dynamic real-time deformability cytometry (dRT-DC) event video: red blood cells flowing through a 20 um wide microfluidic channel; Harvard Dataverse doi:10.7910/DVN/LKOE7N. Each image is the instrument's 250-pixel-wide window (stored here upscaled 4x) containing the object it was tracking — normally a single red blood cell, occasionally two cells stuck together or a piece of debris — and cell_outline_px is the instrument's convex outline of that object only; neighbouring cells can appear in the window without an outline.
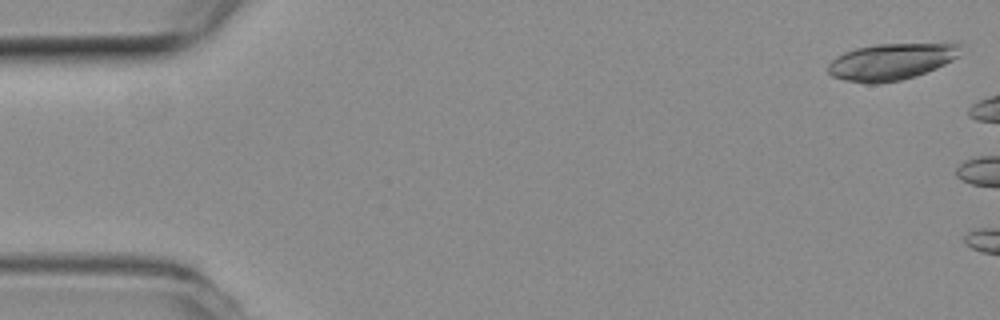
{"species": "common noctule bat (a hibernating species)", "species_latin": "Nyctalus noctula", "temperature_condition": "room temperature", "stored_images_in_passage": 6, "camera_frame_rate_fps": 3000, "um_per_image_px": 0.085, "animal": {"sex": "female", "body_mass_g": 19.3, "forearm_length_mm": 54.1}, "frame": {"image": 1, "passage_image": 2, "time_ms": 0.333, "image_size_px": [1000, 320], "cell_outline_px": [[964, 44], [960, 56], [936, 68], [916, 76], [900, 80], [876, 84], [868, 84], [844, 80], [832, 76], [828, 72], [828, 64], [836, 56], [844, 52], [856, 48], [876, 44], [956, 40]], "centroid_in_image_um": [75.89, 5.18], "position_along_channel_um": 9.1, "area_um2": 29.54}}